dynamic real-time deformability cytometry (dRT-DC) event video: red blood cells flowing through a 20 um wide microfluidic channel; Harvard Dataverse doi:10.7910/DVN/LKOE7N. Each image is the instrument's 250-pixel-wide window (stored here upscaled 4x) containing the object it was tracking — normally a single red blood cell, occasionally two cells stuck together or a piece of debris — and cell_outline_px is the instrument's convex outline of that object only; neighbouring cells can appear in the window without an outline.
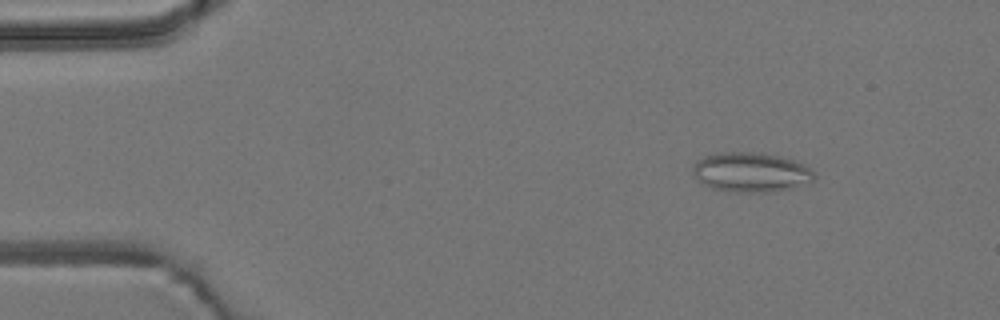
{"species": "common noctule bat (a hibernating species)", "species_latin": "Nyctalus noctula", "temperature_condition": "room temperature", "stored_images_in_passage": 17, "camera_frame_rate_fps": 3000, "um_per_image_px": 0.085, "animal": {"sex": "male", "body_mass_g": 19.2, "forearm_length_mm": 51.8}, "frame": {"image": 1, "passage_image": 7, "time_ms": 2.0, "image_size_px": [1000, 320], "cell_outline_px": [[816, 176], [812, 184], [772, 192], [736, 192], [712, 188], [696, 180], [692, 172], [692, 164], [696, 160], [704, 156], [720, 152], [752, 152], [780, 156], [792, 160], [808, 168]], "centroid_in_image_um": [63.8, 14.65], "position_along_channel_um": 21.2, "area_um2": 28.26}}